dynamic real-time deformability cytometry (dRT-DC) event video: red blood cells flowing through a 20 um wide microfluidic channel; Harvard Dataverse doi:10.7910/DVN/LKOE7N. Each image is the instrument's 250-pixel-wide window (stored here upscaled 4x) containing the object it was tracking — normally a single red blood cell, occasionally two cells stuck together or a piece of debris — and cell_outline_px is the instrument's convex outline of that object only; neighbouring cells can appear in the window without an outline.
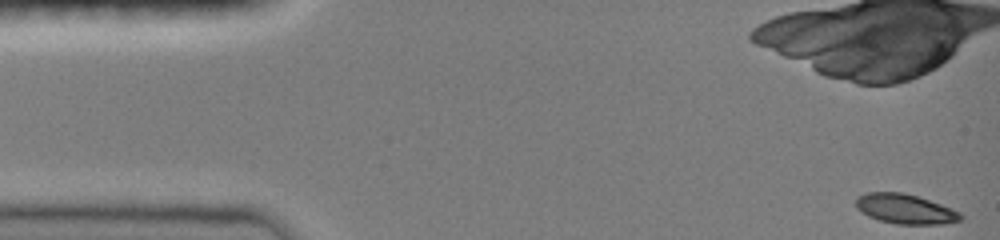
{"species": "common noctule bat (a hibernating species)", "species_latin": "Nyctalus noctula", "temperature_condition": "room temperature", "stored_images_in_passage": 13, "camera_frame_rate_fps": 3000, "um_per_image_px": 0.085, "animal": {"sex": "female", "body_mass_g": 19.0, "forearm_length_mm": 51.5}, "frame": {"image": 1, "passage_image": 1, "time_ms": 0.0, "image_size_px": [1000, 240], "cell_outline_px": [[964, 220], [944, 224], [896, 224], [880, 220], [868, 216], [860, 212], [856, 208], [856, 196], [868, 192], [900, 192], [916, 196], [940, 204], [960, 212], [964, 216]], "centroid_in_image_um": [76.94, 17.77], "position_along_channel_um": 8.1, "area_um2": 18.21}}